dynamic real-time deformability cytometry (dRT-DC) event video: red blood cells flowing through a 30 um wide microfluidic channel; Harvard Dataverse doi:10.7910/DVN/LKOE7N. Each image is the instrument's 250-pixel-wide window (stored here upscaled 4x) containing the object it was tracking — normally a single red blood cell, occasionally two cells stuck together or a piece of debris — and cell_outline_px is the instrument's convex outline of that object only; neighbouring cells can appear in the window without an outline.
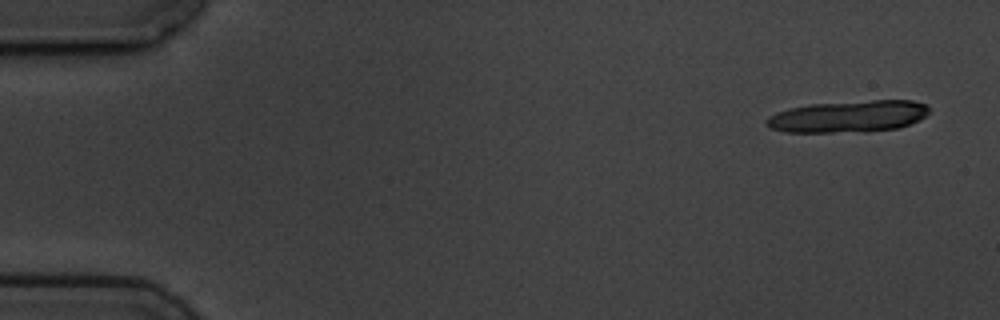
{"species": "common noctule bat (a hibernating species)", "species_latin": "Nyctalus noctula", "temperature_condition": "cold", "stored_images_in_passage": 8, "camera_frame_rate_fps": 3000, "um_per_image_px": 0.085, "animal": {"sex": "male", "body_mass_g": 19.5, "forearm_length_mm": 54.6}, "frame": {"image": 1, "passage_image": 1, "time_ms": 0.0, "image_size_px": [1000, 320], "cell_outline_px": [[928, 112], [920, 120], [896, 128], [864, 132], [784, 132], [772, 128], [764, 124], [764, 120], [768, 116], [776, 112], [788, 108], [812, 104], [872, 100], [912, 100], [924, 104], [928, 108]], "centroid_in_image_um": [72.06, 9.9], "position_along_channel_um": 12.9, "area_um2": 30.17}}
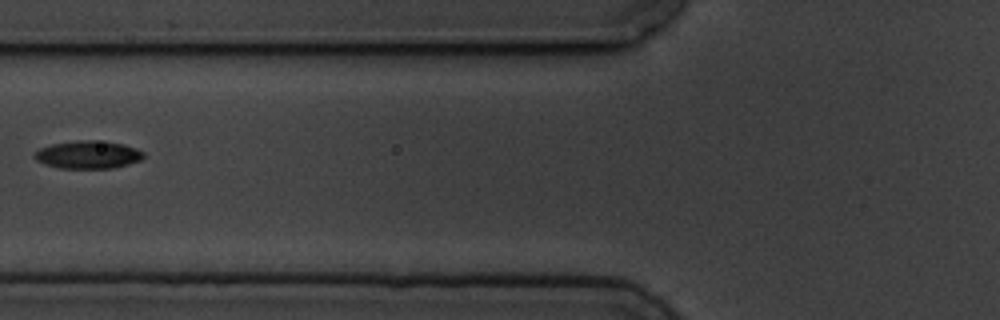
{"frame": {"image": 2, "passage_image": 6, "time_ms": 6.667, "image_size_px": [1000, 320], "cell_outline_px": [[144, 156], [140, 160], [128, 164], [112, 168], [60, 168], [36, 160], [32, 156], [40, 148], [52, 144], [76, 140], [92, 140], [124, 144], [136, 148], [144, 152]], "centroid_in_image_um": [7.49, 13.14], "position_along_channel_um": 118.3, "area_um2": 17.51}}
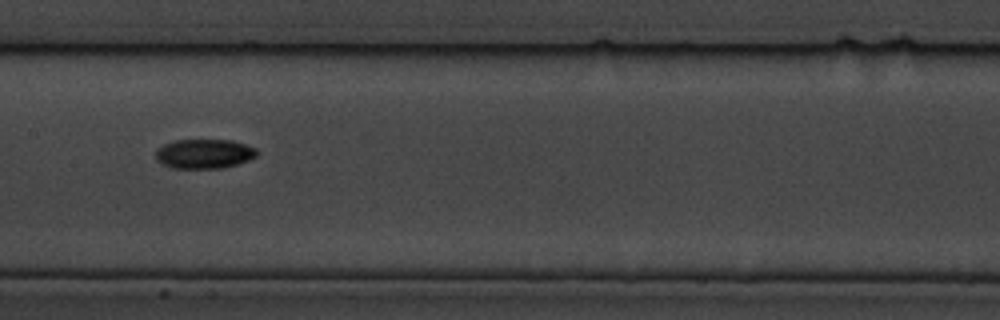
{"frame": {"image": 3, "passage_image": 8, "time_ms": 8.667, "image_size_px": [1000, 320], "cell_outline_px": [[256, 156], [248, 160], [236, 164], [220, 168], [172, 168], [160, 164], [156, 160], [156, 148], [164, 144], [176, 140], [232, 140], [256, 148]], "centroid_in_image_um": [17.3, 13.07], "position_along_channel_um": 190.1, "area_um2": 17.34}}